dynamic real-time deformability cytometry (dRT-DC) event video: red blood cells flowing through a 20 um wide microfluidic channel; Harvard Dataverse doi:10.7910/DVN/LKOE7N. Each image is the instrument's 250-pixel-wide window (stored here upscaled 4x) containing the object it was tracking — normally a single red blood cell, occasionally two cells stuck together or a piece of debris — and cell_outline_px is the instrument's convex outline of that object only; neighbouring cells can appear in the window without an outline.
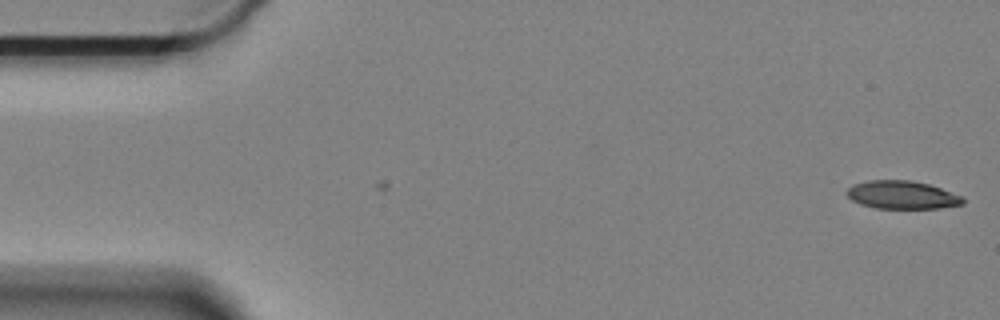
{"species": "Egyptian fruit bat (a non-hibernating species)", "species_latin": "Rousettus aegyptiacus", "temperature_condition": "cold", "stored_images_in_passage": 59, "camera_frame_rate_fps": 3000, "um_per_image_px": 0.085, "animal": {"sex": "female"}, "frame": {"image": 1, "passage_image": 1, "time_ms": 0.0, "image_size_px": [1000, 320], "cell_outline_px": [[964, 204], [940, 208], [876, 208], [860, 204], [852, 200], [844, 192], [852, 184], [868, 180], [912, 180], [928, 184], [964, 196]], "centroid_in_image_um": [76.67, 16.56], "position_along_channel_um": 8.3, "area_um2": 19.13}}
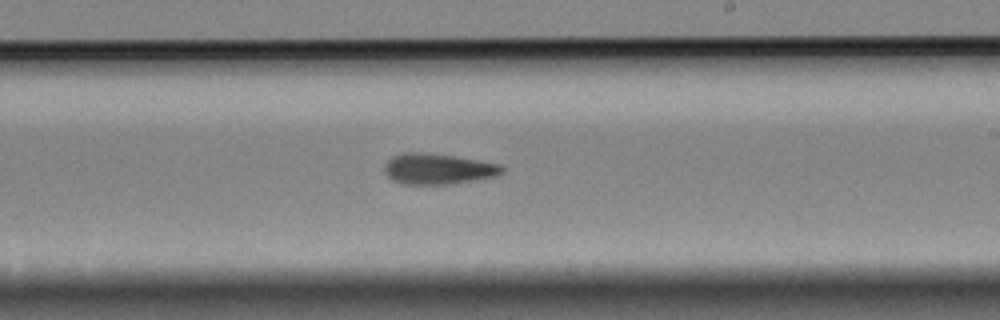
{"frame": {"image": 2, "passage_image": 34, "time_ms": 11.0, "image_size_px": [1000, 320], "cell_outline_px": [[504, 172], [496, 176], [476, 180], [448, 184], [400, 184], [392, 180], [384, 172], [384, 164], [392, 156], [404, 152], [424, 152], [452, 156], [500, 164], [504, 168]], "centroid_in_image_um": [37.19, 14.36], "position_along_channel_um": 251.8, "area_um2": 21.1}}
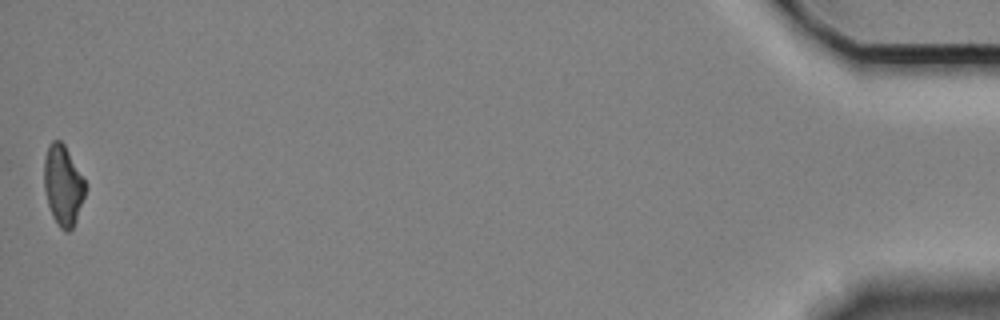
{"frame": {"image": 3, "passage_image": 59, "time_ms": 19.333, "image_size_px": [1000, 320], "cell_outline_px": [[88, 188], [76, 220], [72, 228], [68, 232], [64, 232], [60, 228], [52, 216], [48, 204], [44, 188], [44, 156], [48, 144], [52, 140], [60, 140], [64, 144], [88, 184]], "centroid_in_image_um": [5.37, 15.74], "position_along_channel_um": 429.8, "area_um2": 19.65}}